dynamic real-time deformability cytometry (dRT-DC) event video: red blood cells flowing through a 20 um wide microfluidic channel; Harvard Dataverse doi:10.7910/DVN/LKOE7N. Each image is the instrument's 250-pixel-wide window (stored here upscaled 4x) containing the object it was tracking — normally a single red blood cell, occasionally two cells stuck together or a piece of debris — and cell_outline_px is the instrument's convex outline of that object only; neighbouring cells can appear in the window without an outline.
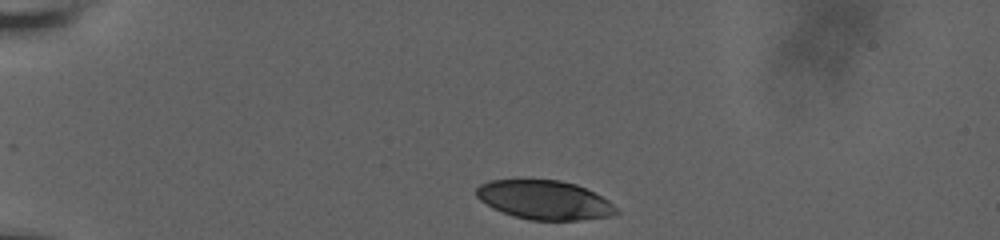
{"species": "human", "species_latin": "Homo sapiens", "temperature_condition": "room temperature", "stored_images_in_passage": 8, "camera_frame_rate_fps": 3000, "um_per_image_px": 0.085, "donor": {"sex": "male"}, "frame": {"image": 1, "passage_image": 1, "time_ms": 0.0, "image_size_px": [1000, 240], "cell_outline_px": [[620, 212], [612, 216], [580, 220], [528, 220], [492, 208], [480, 200], [476, 196], [476, 188], [480, 184], [488, 180], [560, 180], [576, 184], [608, 200]], "centroid_in_image_um": [46.27, 17.0], "position_along_channel_um": 38.7, "area_um2": 31.67}}
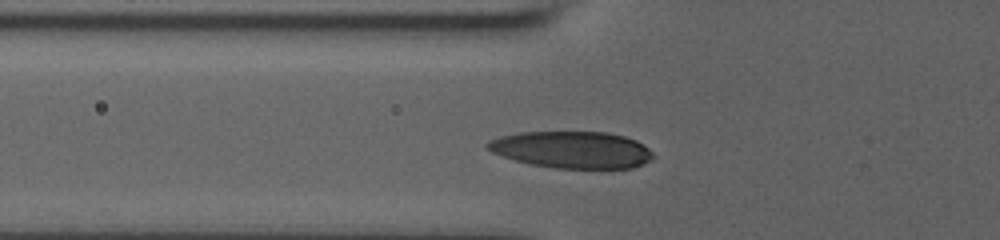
{"frame": {"image": 2, "passage_image": 5, "time_ms": 2.667, "image_size_px": [1000, 240], "cell_outline_px": [[652, 156], [648, 160], [632, 168], [556, 168], [532, 164], [516, 160], [492, 152], [484, 144], [488, 140], [500, 136], [520, 132], [608, 132], [624, 136], [636, 140], [648, 148], [652, 152]], "centroid_in_image_um": [48.59, 12.71], "position_along_channel_um": 77.2, "area_um2": 35.26}}
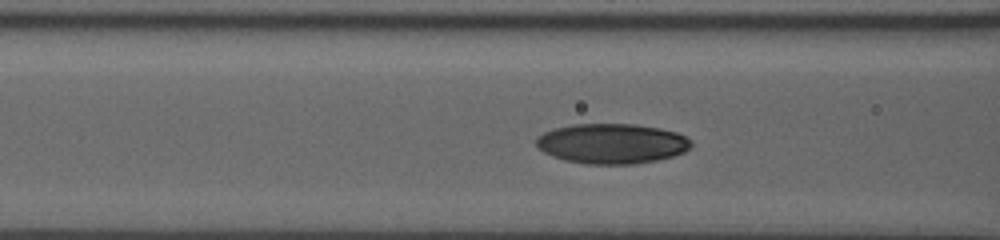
{"frame": {"image": 3, "passage_image": 7, "time_ms": 3.667, "image_size_px": [1000, 240], "cell_outline_px": [[692, 144], [684, 152], [672, 156], [656, 160], [632, 164], [584, 164], [564, 160], [552, 156], [536, 148], [536, 136], [544, 132], [556, 128], [572, 124], [636, 124], [660, 128], [676, 132], [692, 140]], "centroid_in_image_um": [51.97, 12.2], "position_along_channel_um": 114.6, "area_um2": 36.3}}